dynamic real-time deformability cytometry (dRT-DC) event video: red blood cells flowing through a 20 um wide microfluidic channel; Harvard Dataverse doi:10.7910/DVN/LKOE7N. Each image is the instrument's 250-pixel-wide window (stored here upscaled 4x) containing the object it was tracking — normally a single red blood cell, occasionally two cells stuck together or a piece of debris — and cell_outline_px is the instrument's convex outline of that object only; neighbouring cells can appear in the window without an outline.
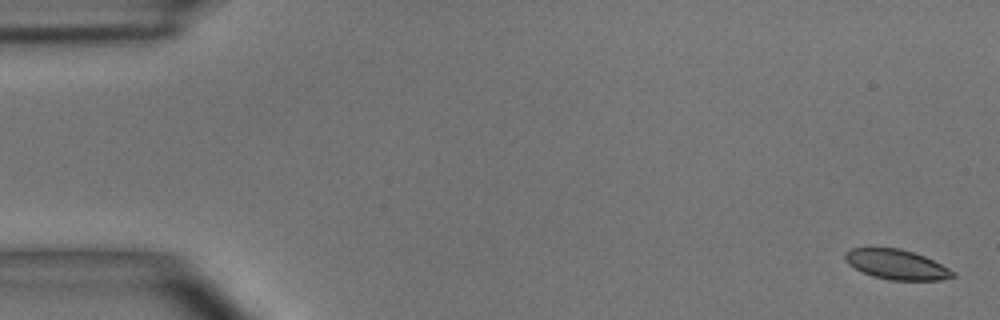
{"species": "common noctule bat (a hibernating species)", "species_latin": "Nyctalus noctula", "temperature_condition": "room temperature", "stored_images_in_passage": 5, "camera_frame_rate_fps": 3000, "um_per_image_px": 0.085, "animal": {"sex": "male", "body_mass_g": 15.6}, "frame": {"image": 1, "passage_image": 1, "time_ms": 0.0, "image_size_px": [1000, 320], "cell_outline_px": [[956, 276], [940, 280], [888, 280], [872, 276], [848, 264], [844, 260], [844, 252], [852, 248], [900, 248], [924, 256], [956, 272]], "centroid_in_image_um": [76.19, 22.48], "position_along_channel_um": 8.8, "area_um2": 18.67}}
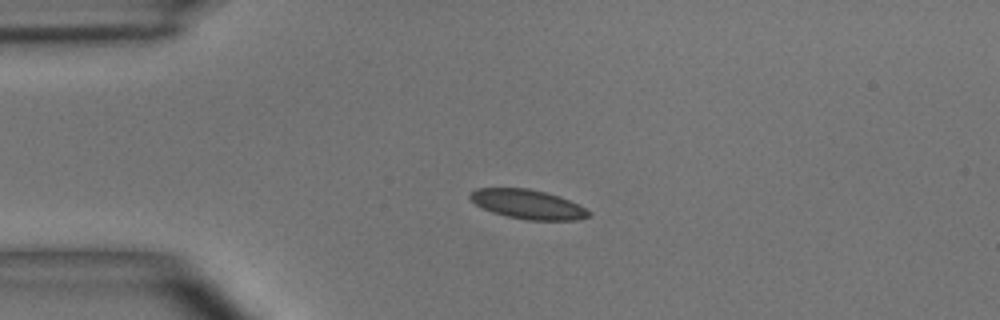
{"frame": {"image": 2, "passage_image": 4, "time_ms": 3.667, "image_size_px": [1000, 320], "cell_outline_px": [[592, 212], [588, 216], [576, 220], [528, 220], [508, 216], [492, 212], [476, 204], [468, 196], [468, 192], [476, 188], [528, 188], [560, 196]], "centroid_in_image_um": [44.83, 17.35], "position_along_channel_um": 40.2, "area_um2": 20.06}}